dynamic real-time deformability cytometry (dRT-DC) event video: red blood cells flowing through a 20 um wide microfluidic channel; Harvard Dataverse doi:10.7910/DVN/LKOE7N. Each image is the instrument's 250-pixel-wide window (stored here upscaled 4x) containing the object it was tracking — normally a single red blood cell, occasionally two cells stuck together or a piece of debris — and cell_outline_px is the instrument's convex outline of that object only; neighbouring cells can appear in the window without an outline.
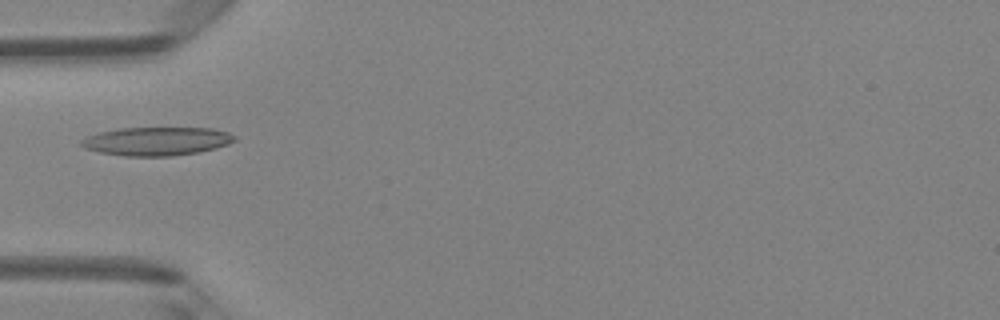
{"species": "Egyptian fruit bat (a non-hibernating species)", "species_latin": "Rousettus aegyptiacus", "temperature_condition": "room temperature", "stored_images_in_passage": 4, "camera_frame_rate_fps": 3000, "um_per_image_px": 0.085, "animal": {"sex": "female"}, "frame": {"image": 1, "passage_image": 4, "time_ms": 1.0, "image_size_px": [1000, 320], "cell_outline_px": [[236, 140], [228, 144], [216, 148], [200, 152], [172, 156], [124, 156], [100, 152], [84, 148], [80, 144], [80, 140], [88, 136], [100, 132], [120, 128], [212, 128], [228, 132], [236, 136]], "centroid_in_image_um": [13.34, 12.01], "position_along_channel_um": 71.7, "area_um2": 25.49}}